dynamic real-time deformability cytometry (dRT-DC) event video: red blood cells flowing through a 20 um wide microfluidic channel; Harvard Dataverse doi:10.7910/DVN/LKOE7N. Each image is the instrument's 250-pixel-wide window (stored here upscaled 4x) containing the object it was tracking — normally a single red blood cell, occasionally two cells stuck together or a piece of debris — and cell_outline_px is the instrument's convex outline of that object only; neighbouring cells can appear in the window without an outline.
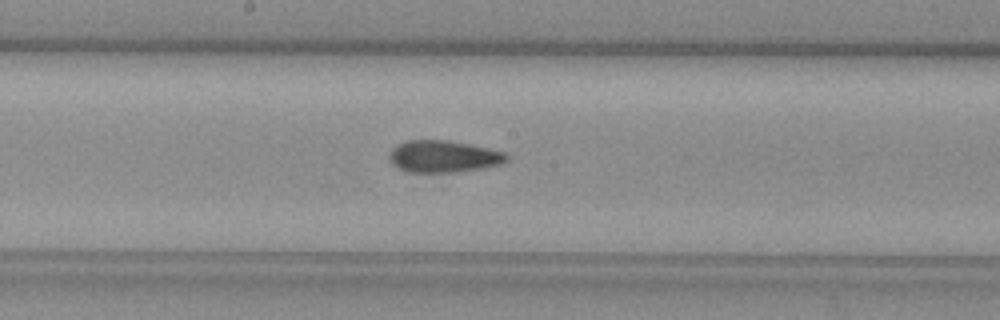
{"species": "common noctule bat (a hibernating species)", "species_latin": "Nyctalus noctula", "temperature_condition": "warm", "stored_images_in_passage": 38, "camera_frame_rate_fps": 3000, "um_per_image_px": 0.085, "animal": {"sex": "female", "body_mass_g": 29.2, "forearm_length_mm": 56.3}, "frame": {"image": 1, "passage_image": 13, "time_ms": 4.0, "image_size_px": [1000, 320], "cell_outline_px": [[508, 160], [500, 164], [480, 168], [456, 172], [408, 172], [392, 164], [388, 160], [388, 156], [392, 148], [396, 144], [408, 140], [444, 140], [504, 152], [508, 156]], "centroid_in_image_um": [37.62, 13.3], "position_along_channel_um": 210.6, "area_um2": 21.5}}
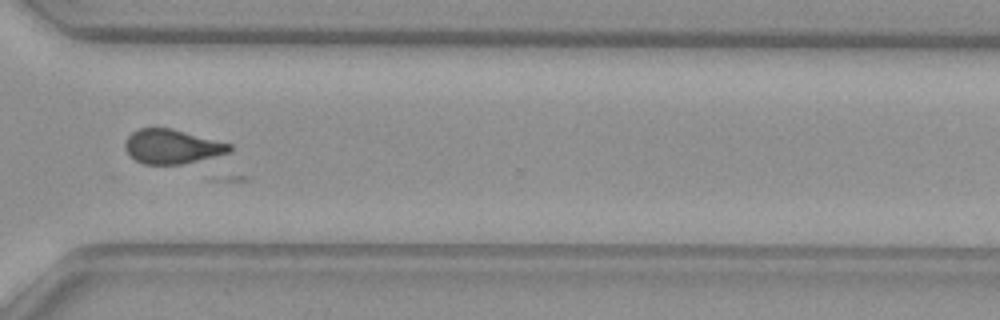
{"frame": {"image": 2, "passage_image": 24, "time_ms": 7.667, "image_size_px": [1000, 320], "cell_outline_px": [[232, 152], [180, 164], [144, 164], [128, 156], [124, 148], [124, 144], [128, 136], [132, 132], [140, 128], [172, 128], [232, 144]], "centroid_in_image_um": [14.6, 12.45], "position_along_channel_um": 356.0, "area_um2": 20.92}, "authors_computed_cell_mechanics": {"area_um2": 20.6635, "velocity_mm_per_s": 3.9508, "shape_relaxation_time_tau1_ms": 1.3644, "shape_relaxation_time_tau2_ms": null, "deformation_change_tau1": 0.2086, "deformation_change_tau2": null}}